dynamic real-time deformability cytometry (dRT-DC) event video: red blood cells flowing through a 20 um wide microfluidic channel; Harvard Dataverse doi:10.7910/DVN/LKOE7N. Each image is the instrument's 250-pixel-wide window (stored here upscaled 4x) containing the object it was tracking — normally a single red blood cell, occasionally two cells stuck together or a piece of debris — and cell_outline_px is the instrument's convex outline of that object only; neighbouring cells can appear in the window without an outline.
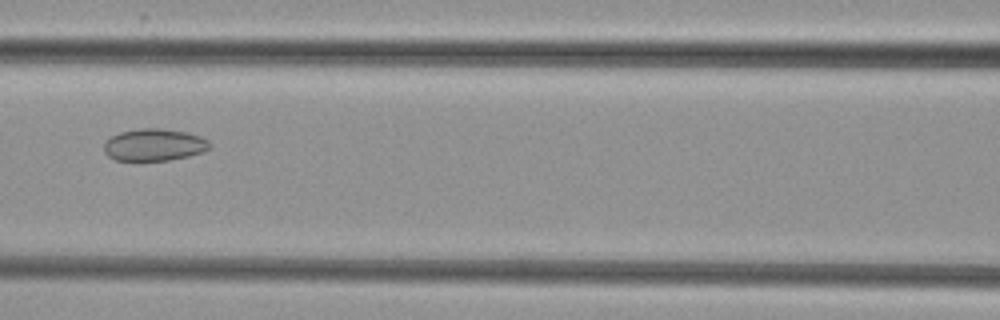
{"species": "common noctule bat (a hibernating species)", "species_latin": "Nyctalus noctula", "temperature_condition": "cold", "stored_images_in_passage": 7, "camera_frame_rate_fps": 3000, "um_per_image_px": 0.085, "animal": {"sex": "female", "body_mass_g": 29.2, "forearm_length_mm": 56.3}, "frame": {"image": 1, "passage_image": 7, "time_ms": 7.667, "image_size_px": [1000, 320], "cell_outline_px": [[212, 144], [204, 152], [188, 156], [168, 160], [116, 160], [108, 156], [104, 152], [104, 144], [112, 136], [120, 132], [140, 128], [160, 128], [184, 132], [200, 136], [208, 140]], "centroid_in_image_um": [13.11, 12.31], "position_along_channel_um": 153.5, "area_um2": 19.65}}